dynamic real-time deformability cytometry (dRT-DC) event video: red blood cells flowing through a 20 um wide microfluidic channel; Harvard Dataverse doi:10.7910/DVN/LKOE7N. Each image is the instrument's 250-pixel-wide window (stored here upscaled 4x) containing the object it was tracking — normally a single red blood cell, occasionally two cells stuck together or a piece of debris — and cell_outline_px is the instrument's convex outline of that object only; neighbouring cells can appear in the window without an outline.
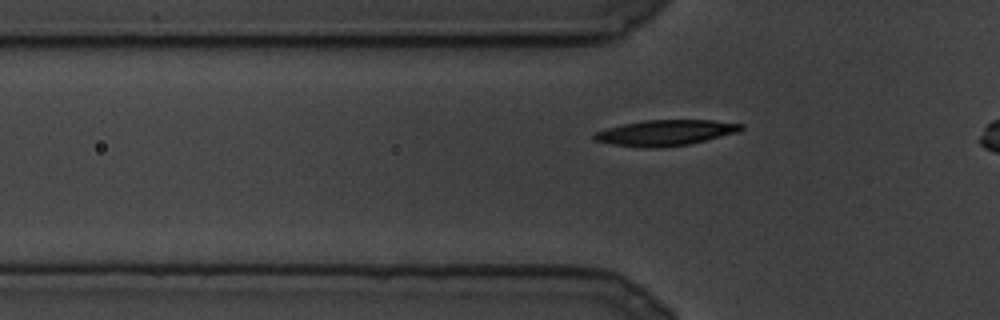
{"species": "common noctule bat (a hibernating species)", "species_latin": "Nyctalus noctula", "temperature_condition": "cold", "stored_images_in_passage": 75, "camera_frame_rate_fps": 3000, "um_per_image_px": 0.085, "animal": {"sex": "male", "body_mass_g": 19.5, "forearm_length_mm": 54.6}, "frame": {"image": 1, "passage_image": 23, "time_ms": 7.333, "image_size_px": [1000, 320], "cell_outline_px": [[744, 128], [740, 132], [688, 144], [656, 148], [644, 148], [612, 144], [596, 140], [592, 136], [596, 132], [608, 128], [624, 124], [644, 120], [712, 120], [744, 124]], "centroid_in_image_um": [56.61, 11.28], "position_along_channel_um": 69.2, "area_um2": 21.85}}
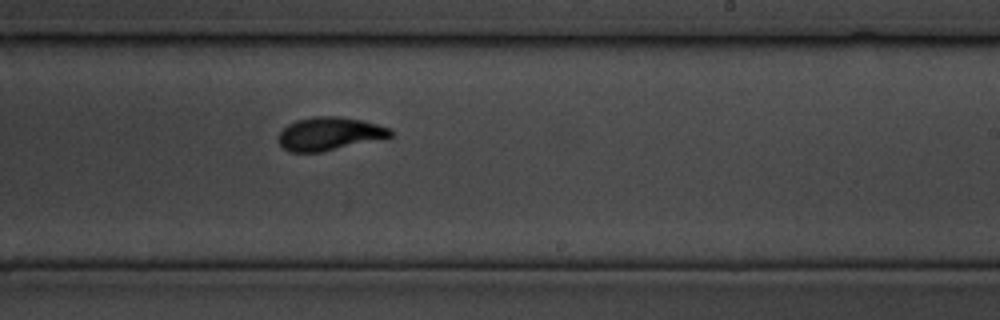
{"frame": {"image": 2, "passage_image": 53, "time_ms": 17.333, "image_size_px": [1000, 320], "cell_outline_px": [[392, 136], [388, 140], [320, 152], [288, 152], [276, 140], [280, 132], [288, 124], [296, 120], [312, 116], [336, 116], [360, 120], [392, 128]], "centroid_in_image_um": [28.06, 11.39], "position_along_channel_um": 260.9, "area_um2": 22.25}}
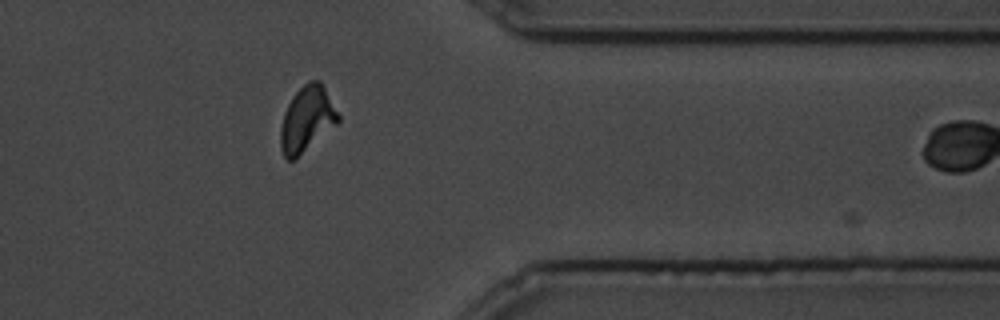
{"frame": {"image": 3, "passage_image": 74, "time_ms": 24.333, "image_size_px": [1000, 320], "cell_outline_px": [[340, 120], [336, 124], [296, 160], [288, 160], [284, 156], [280, 148], [280, 128], [284, 112], [292, 96], [308, 80], [320, 80], [340, 116]], "centroid_in_image_um": [26.06, 10.15], "position_along_channel_um": 385.3, "area_um2": 22.02}}